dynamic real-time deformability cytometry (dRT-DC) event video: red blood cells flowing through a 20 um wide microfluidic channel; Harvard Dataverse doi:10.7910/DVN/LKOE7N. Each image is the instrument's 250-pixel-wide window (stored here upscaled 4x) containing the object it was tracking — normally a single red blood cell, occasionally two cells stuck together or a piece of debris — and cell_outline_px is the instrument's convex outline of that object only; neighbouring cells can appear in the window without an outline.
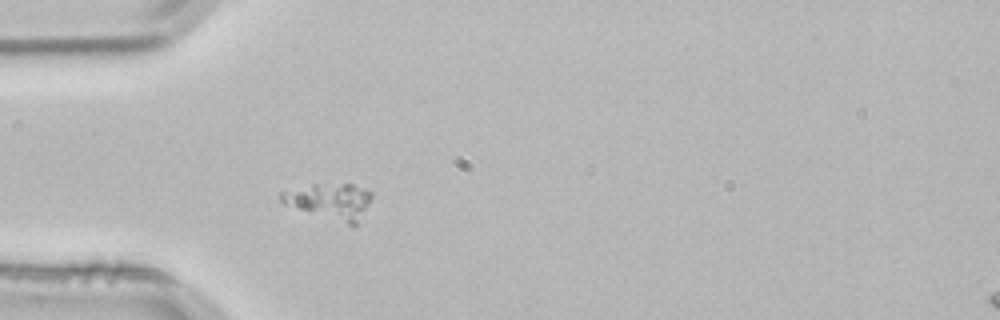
{"species": "common noctule bat (a hibernating species)", "species_latin": "Nyctalus noctula", "temperature_condition": "room temperature", "stored_images_in_passage": 1, "camera_frame_rate_fps": 3000, "um_per_image_px": 0.085, "animal": {"sex": "male", "body_mass_g": 21.5, "forearm_length_mm": 52.0}, "frame": {"image": 1, "passage_image": 1, "time_ms": 0.0, "image_size_px": [1000, 320], "cell_outline_px": [[372, 196], [356, 224], [352, 228], [284, 204], [280, 200], [280, 192], [312, 184], [352, 184], [372, 192]], "centroid_in_image_um": [28.03, 17.13], "position_along_channel_um": 57.0, "area_um2": 18.96}}